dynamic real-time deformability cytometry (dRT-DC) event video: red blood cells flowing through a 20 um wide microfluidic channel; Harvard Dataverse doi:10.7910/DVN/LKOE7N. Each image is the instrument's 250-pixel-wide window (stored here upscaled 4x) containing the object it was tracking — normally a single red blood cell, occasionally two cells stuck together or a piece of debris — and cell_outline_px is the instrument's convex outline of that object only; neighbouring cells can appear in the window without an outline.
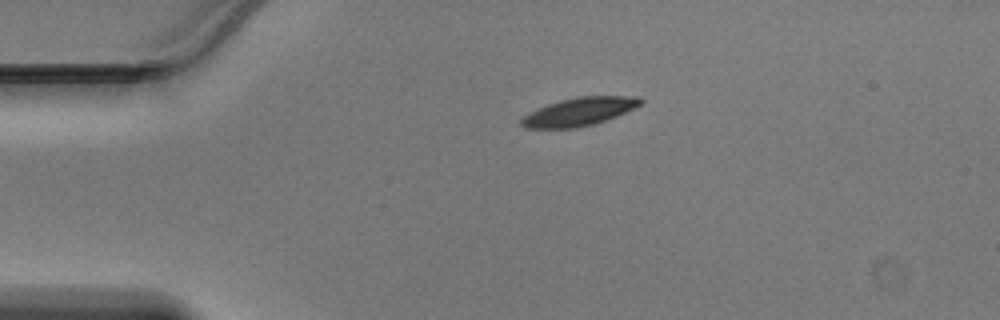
{"species": "Egyptian fruit bat (a non-hibernating species)", "species_latin": "Rousettus aegyptiacus", "temperature_condition": "warm", "stored_images_in_passage": 38, "camera_frame_rate_fps": 3000, "um_per_image_px": 0.085, "animal": {"sex": "male"}, "frame": {"image": 1, "passage_image": 1, "time_ms": 0.0, "image_size_px": [1000, 320], "cell_outline_px": [[644, 100], [640, 104], [616, 116], [596, 124], [576, 128], [524, 128], [520, 124], [520, 120], [528, 112], [548, 104], [560, 100], [576, 96], [640, 96]], "centroid_in_image_um": [49.21, 9.49], "position_along_channel_um": 35.8, "area_um2": 19.59}}
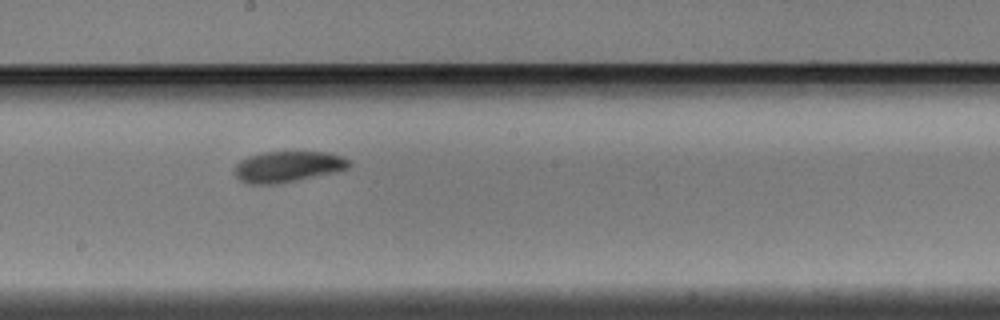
{"frame": {"image": 2, "passage_image": 17, "time_ms": 5.333, "image_size_px": [1000, 320], "cell_outline_px": [[352, 164], [348, 168], [336, 172], [276, 184], [248, 184], [240, 180], [232, 172], [236, 164], [240, 160], [248, 156], [264, 152], [328, 152], [340, 156], [348, 160]], "centroid_in_image_um": [24.43, 14.17], "position_along_channel_um": 223.8, "area_um2": 20.69}}
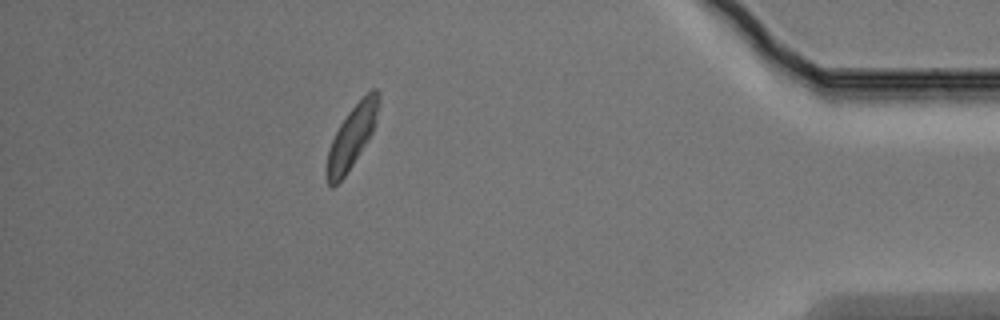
{"frame": {"image": 3, "passage_image": 33, "time_ms": 10.667, "image_size_px": [1000, 320], "cell_outline_px": [[380, 104], [376, 120], [372, 132], [352, 164], [344, 176], [332, 188], [328, 184], [324, 176], [324, 168], [328, 148], [340, 124], [348, 112], [372, 88], [376, 88], [380, 92]], "centroid_in_image_um": [29.87, 11.64], "position_along_channel_um": 405.3, "area_um2": 18.79}}